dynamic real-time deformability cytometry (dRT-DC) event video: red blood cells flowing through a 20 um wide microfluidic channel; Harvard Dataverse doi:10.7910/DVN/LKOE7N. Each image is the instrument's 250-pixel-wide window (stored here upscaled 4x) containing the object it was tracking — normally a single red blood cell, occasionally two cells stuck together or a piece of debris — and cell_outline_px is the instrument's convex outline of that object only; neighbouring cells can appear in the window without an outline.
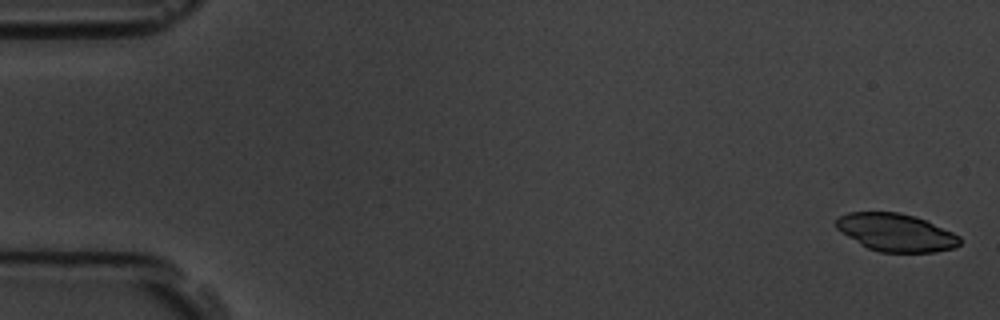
{"species": "common noctule bat (a hibernating species)", "species_latin": "Nyctalus noctula", "temperature_condition": "room temperature", "stored_images_in_passage": 5, "camera_frame_rate_fps": 3000, "um_per_image_px": 0.085, "animal": {"sex": "male", "body_mass_g": 19.5, "forearm_length_mm": 54.6}, "frame": {"image": 1, "passage_image": 1, "time_ms": 0.0, "image_size_px": [1000, 320], "cell_outline_px": [[960, 244], [956, 248], [936, 252], [880, 252], [868, 248], [860, 244], [840, 232], [836, 228], [836, 220], [840, 216], [848, 212], [900, 212], [916, 216], [952, 232], [960, 236]], "centroid_in_image_um": [76.16, 19.76], "position_along_channel_um": 8.8, "area_um2": 27.28}}